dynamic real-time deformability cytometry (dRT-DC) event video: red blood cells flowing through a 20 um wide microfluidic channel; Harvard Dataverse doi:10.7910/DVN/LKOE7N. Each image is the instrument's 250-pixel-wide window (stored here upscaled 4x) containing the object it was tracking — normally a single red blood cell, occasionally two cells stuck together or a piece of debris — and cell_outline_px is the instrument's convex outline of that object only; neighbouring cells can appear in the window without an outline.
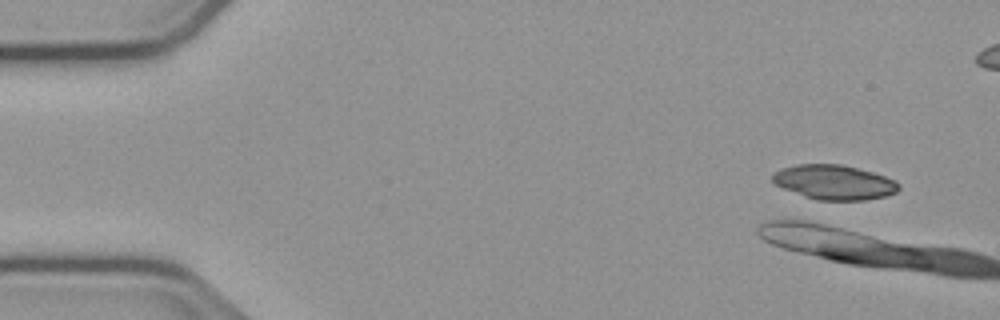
{"species": "common noctule bat (a hibernating species)", "species_latin": "Nyctalus noctula", "temperature_condition": "cold", "stored_images_in_passage": 5, "camera_frame_rate_fps": 3000, "um_per_image_px": 0.085, "animal": {"sex": "male", "body_mass_g": 23.1, "forearm_length_mm": 52.7}, "frame": {"image": 1, "passage_image": 3, "time_ms": 0.667, "image_size_px": [1000, 320], "cell_outline_px": [[900, 188], [896, 192], [884, 196], [864, 200], [820, 200], [784, 188], [776, 184], [772, 180], [772, 176], [776, 172], [784, 168], [796, 164], [840, 164], [872, 172], [884, 176], [900, 184]], "centroid_in_image_um": [70.93, 15.48], "position_along_channel_um": 14.1, "area_um2": 24.85}}